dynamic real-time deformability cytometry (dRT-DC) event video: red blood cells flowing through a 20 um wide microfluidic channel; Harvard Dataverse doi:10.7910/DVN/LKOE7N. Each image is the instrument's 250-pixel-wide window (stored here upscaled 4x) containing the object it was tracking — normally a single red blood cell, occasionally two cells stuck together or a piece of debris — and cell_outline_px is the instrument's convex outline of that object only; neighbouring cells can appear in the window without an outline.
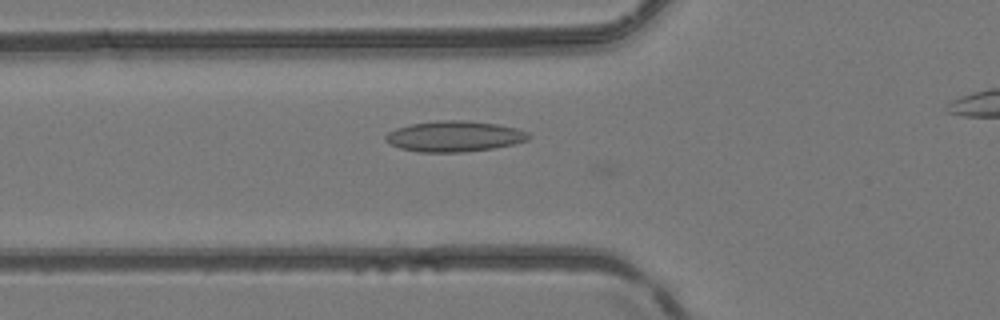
{"species": "common noctule bat (a hibernating species)", "species_latin": "Nyctalus noctula", "temperature_condition": "room temperature", "stored_images_in_passage": 20, "camera_frame_rate_fps": 3000, "um_per_image_px": 0.085, "animal": {"sex": "female", "body_mass_g": 24.6, "forearm_length_mm": 56.2}, "frame": {"image": 1, "passage_image": 19, "time_ms": 6.0, "image_size_px": [1000, 320], "cell_outline_px": [[532, 136], [528, 140], [496, 148], [460, 152], [420, 152], [400, 148], [388, 144], [384, 140], [384, 136], [388, 132], [396, 128], [412, 124], [436, 120], [464, 120], [496, 124], [516, 128], [528, 132]], "centroid_in_image_um": [38.6, 11.59], "position_along_channel_um": 87.2, "area_um2": 25.72}}